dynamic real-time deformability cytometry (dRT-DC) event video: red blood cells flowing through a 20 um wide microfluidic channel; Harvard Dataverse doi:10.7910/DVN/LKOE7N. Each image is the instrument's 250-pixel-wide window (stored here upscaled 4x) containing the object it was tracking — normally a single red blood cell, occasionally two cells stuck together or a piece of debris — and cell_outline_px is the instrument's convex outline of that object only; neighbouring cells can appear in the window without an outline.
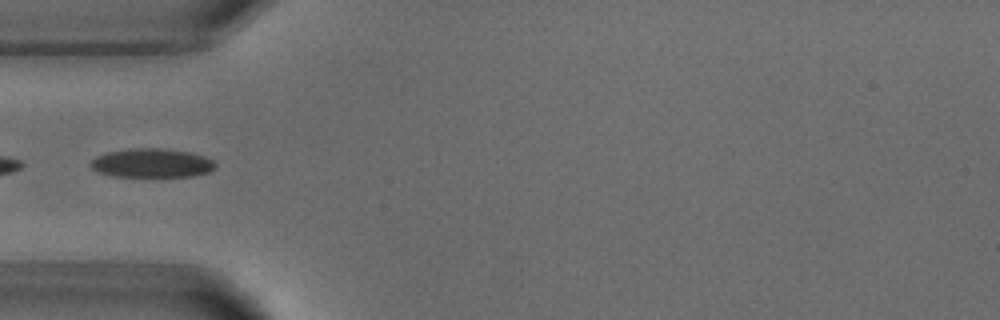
{"species": "common noctule bat (a hibernating species)", "species_latin": "Nyctalus noctula", "temperature_condition": "warm", "stored_images_in_passage": 5, "camera_frame_rate_fps": 3000, "um_per_image_px": 0.085, "animal": {"sex": "male", "body_mass_g": 18.8}, "frame": {"image": 1, "passage_image": 5, "time_ms": 4.667, "image_size_px": [1000, 320], "cell_outline_px": [[216, 168], [208, 172], [192, 176], [112, 176], [96, 172], [88, 164], [96, 156], [104, 152], [128, 148], [160, 148], [192, 152], [204, 156], [212, 160], [216, 164]], "centroid_in_image_um": [12.86, 13.85], "position_along_channel_um": 72.1, "area_um2": 21.27}}